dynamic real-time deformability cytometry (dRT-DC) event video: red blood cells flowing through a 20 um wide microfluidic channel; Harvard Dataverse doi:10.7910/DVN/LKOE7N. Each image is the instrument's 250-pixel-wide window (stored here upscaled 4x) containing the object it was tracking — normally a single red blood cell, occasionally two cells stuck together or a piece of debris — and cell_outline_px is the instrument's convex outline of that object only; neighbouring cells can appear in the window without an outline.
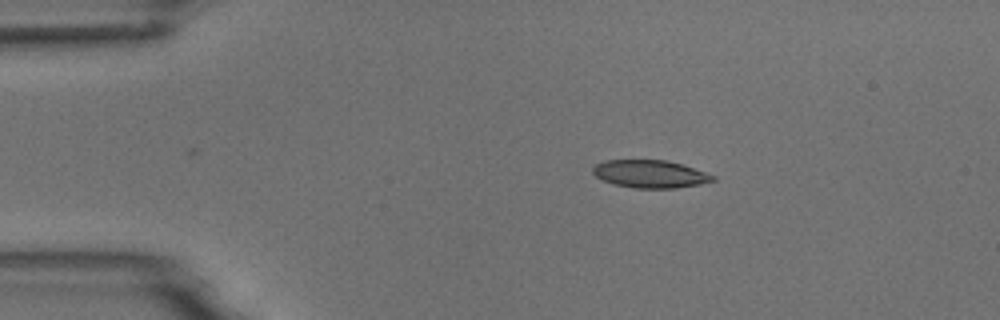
{"species": "common noctule bat (a hibernating species)", "species_latin": "Nyctalus noctula", "temperature_condition": "room temperature", "stored_images_in_passage": 41, "camera_frame_rate_fps": 3000, "um_per_image_px": 0.085, "animal": {"sex": "male", "body_mass_g": 18.8}, "frame": {"image": 1, "passage_image": 1, "time_ms": 0.0, "image_size_px": [1000, 320], "cell_outline_px": [[716, 180], [700, 184], [676, 188], [636, 188], [612, 184], [596, 176], [592, 172], [592, 168], [596, 164], [604, 160], [664, 160], [680, 164], [716, 176]], "centroid_in_image_um": [55.24, 14.79], "position_along_channel_um": 29.8, "area_um2": 19.25}}
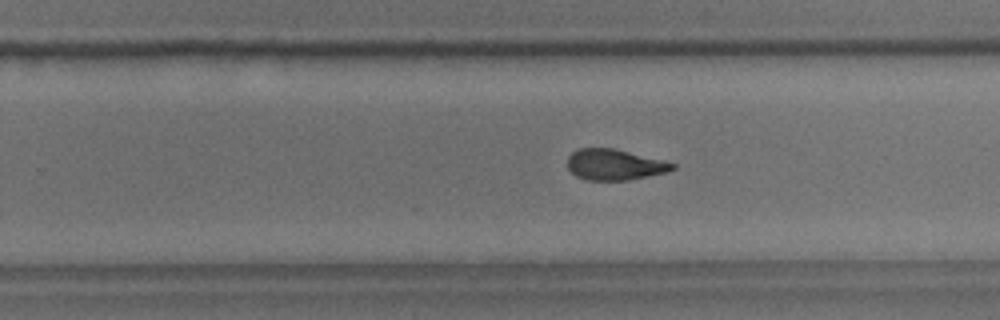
{"frame": {"image": 2, "passage_image": 25, "time_ms": 8.0, "image_size_px": [1000, 320], "cell_outline_px": [[676, 168], [668, 172], [628, 180], [584, 180], [576, 176], [568, 168], [568, 156], [576, 148], [616, 148], [664, 160], [676, 164]], "centroid_in_image_um": [52.25, 13.98], "position_along_channel_um": 277.5, "area_um2": 19.13}}
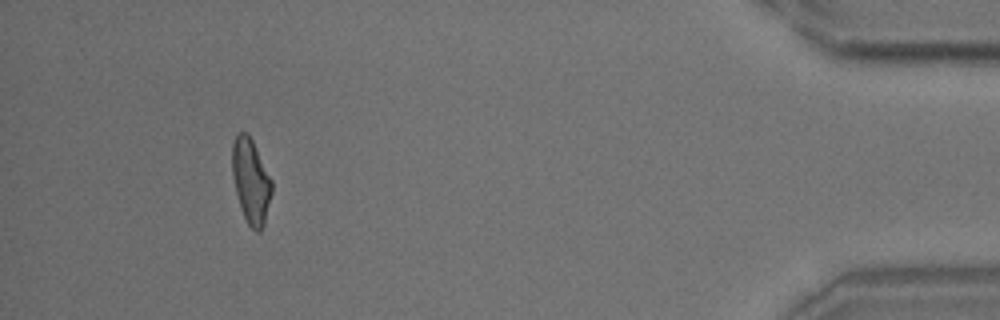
{"frame": {"image": 3, "passage_image": 41, "time_ms": 13.333, "image_size_px": [1000, 320], "cell_outline_px": [[272, 192], [264, 224], [260, 232], [256, 232], [248, 224], [240, 208], [236, 192], [232, 172], [232, 144], [236, 132], [248, 132], [272, 180]], "centroid_in_image_um": [21.32, 15.37], "position_along_channel_um": 413.9, "area_um2": 19.54}, "authors_computed_cell_mechanics": {"area_um2": 19.7098, "velocity_mm_per_s": 3.7527, "shape_relaxation_time_tau1_ms": 6.6626, "shape_relaxation_time_tau2_ms": 1.9529, "deformation_change_tau1": 0.1883, "deformation_change_tau2": 0.0954}}